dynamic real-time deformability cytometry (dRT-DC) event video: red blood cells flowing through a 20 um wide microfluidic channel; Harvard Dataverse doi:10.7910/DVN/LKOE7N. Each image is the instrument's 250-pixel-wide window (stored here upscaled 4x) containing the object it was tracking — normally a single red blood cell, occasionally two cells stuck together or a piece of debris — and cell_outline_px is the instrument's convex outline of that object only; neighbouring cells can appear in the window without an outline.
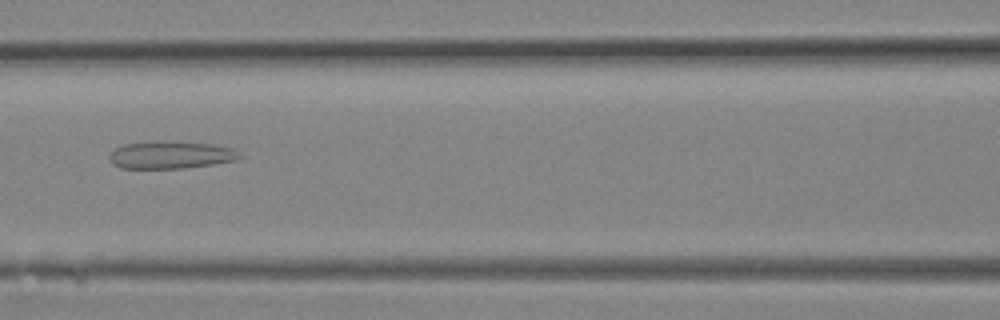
{"species": "Egyptian fruit bat (a non-hibernating species)", "species_latin": "Rousettus aegyptiacus", "temperature_condition": "room temperature", "stored_images_in_passage": 13, "segment_of_instrument_passage": [2, 2], "camera_frame_rate_fps": 3000, "um_per_image_px": 0.085, "animal": {"sex": "female"}, "frame": {"image": 1, "passage_image": 12, "time_ms": 3.667, "image_size_px": [1000, 320], "cell_outline_px": [[244, 156], [236, 160], [216, 164], [180, 168], [120, 168], [112, 164], [108, 156], [116, 148], [124, 144], [212, 144], [232, 148]], "centroid_in_image_um": [14.55, 13.23], "position_along_channel_um": 152.0, "area_um2": 19.71}}